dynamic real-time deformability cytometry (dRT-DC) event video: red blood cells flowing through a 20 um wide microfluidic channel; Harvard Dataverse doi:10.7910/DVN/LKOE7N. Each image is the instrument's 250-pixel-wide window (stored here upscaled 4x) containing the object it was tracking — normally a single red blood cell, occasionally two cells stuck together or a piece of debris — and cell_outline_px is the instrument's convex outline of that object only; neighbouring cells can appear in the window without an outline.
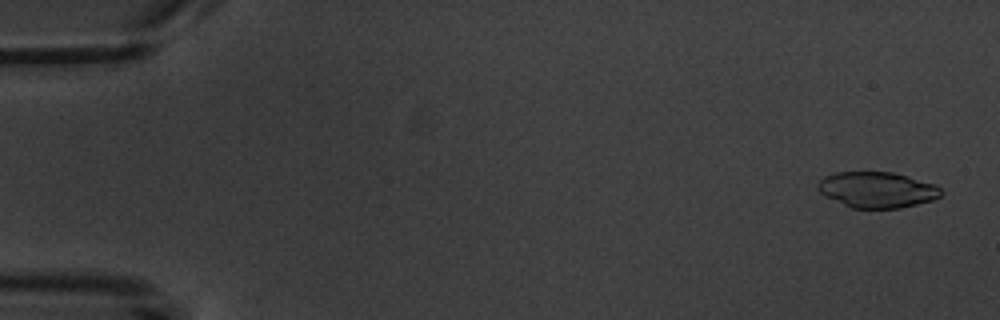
{"species": "common noctule bat (a hibernating species)", "species_latin": "Nyctalus noctula", "temperature_condition": "warm", "stored_images_in_passage": 5, "camera_frame_rate_fps": 3000, "um_per_image_px": 0.085, "animal": {"sex": "male", "body_mass_g": 20.1, "forearm_length_mm": 53.5}, "frame": {"image": 1, "passage_image": 1, "time_ms": 0.0, "image_size_px": [1000, 320], "cell_outline_px": [[944, 192], [940, 196], [932, 200], [900, 208], [852, 208], [820, 192], [816, 188], [816, 184], [824, 176], [836, 172], [892, 172], [908, 176], [936, 184]], "centroid_in_image_um": [74.57, 16.12], "position_along_channel_um": 10.4, "area_um2": 25.61}}